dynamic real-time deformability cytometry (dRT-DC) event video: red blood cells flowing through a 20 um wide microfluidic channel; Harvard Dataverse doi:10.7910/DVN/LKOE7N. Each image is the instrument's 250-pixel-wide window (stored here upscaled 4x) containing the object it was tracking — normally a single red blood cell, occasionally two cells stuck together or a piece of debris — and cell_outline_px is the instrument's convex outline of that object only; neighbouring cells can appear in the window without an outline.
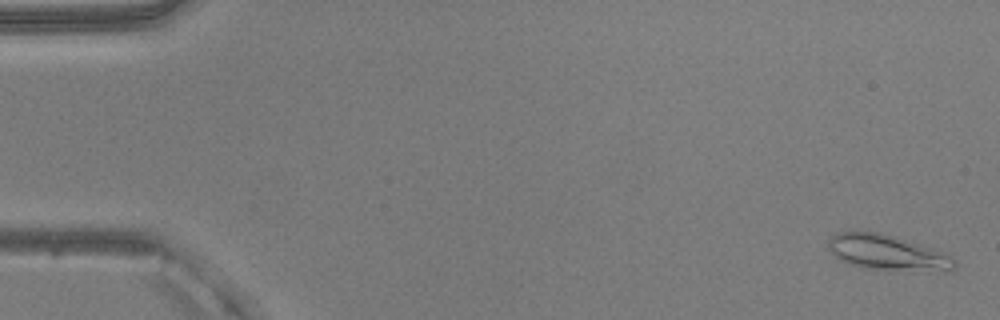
{"species": "common noctule bat (a hibernating species)", "species_latin": "Nyctalus noctula", "temperature_condition": "warm", "stored_images_in_passage": 52, "camera_frame_rate_fps": 3000, "um_per_image_px": 0.085, "animal": {"sex": "male", "body_mass_g": 20.5, "forearm_length_mm": 52.5}, "frame": {"image": 1, "passage_image": 2, "time_ms": 0.333, "image_size_px": [1000, 320], "cell_outline_px": [[956, 268], [952, 272], [928, 272], [864, 268], [848, 264], [840, 260], [828, 248], [828, 240], [836, 232], [880, 232], [896, 236], [944, 252], [952, 256], [956, 260]], "centroid_in_image_um": [75.52, 21.5], "position_along_channel_um": 9.5, "area_um2": 26.53}}
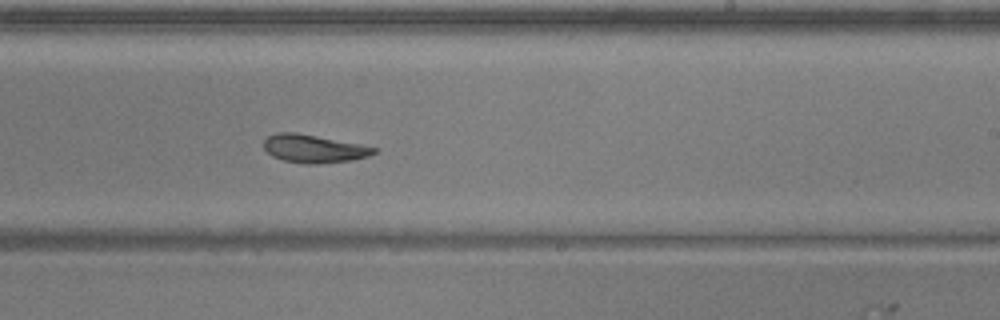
{"frame": {"image": 2, "passage_image": 32, "time_ms": 10.333, "image_size_px": [1000, 320], "cell_outline_px": [[380, 148], [376, 152], [368, 156], [352, 160], [316, 164], [308, 164], [284, 160], [272, 156], [264, 148], [264, 140], [268, 136], [276, 132], [296, 132], [360, 144]], "centroid_in_image_um": [26.68, 12.63], "position_along_channel_um": 262.3, "area_um2": 17.98}}
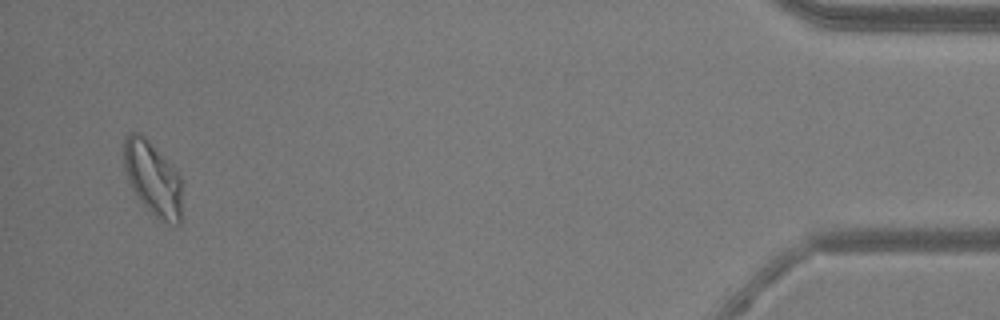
{"frame": {"image": 3, "passage_image": 50, "time_ms": 16.333, "image_size_px": [1000, 320], "cell_outline_px": [[180, 224], [176, 224], [156, 220], [148, 212], [132, 188], [128, 180], [124, 168], [124, 136], [128, 132], [140, 132], [172, 164], [180, 176]], "centroid_in_image_um": [12.96, 15.16], "position_along_channel_um": 422.2, "area_um2": 25.14}, "authors_computed_cell_mechanics": {"area_um2": 20.1722, "velocity_mm_per_s": 3.957, "shape_relaxation_time_tau1_ms": null, "shape_relaxation_time_tau2_ms": 2.2451, "deformation_change_tau1": null, "deformation_change_tau2": 0.0607}}